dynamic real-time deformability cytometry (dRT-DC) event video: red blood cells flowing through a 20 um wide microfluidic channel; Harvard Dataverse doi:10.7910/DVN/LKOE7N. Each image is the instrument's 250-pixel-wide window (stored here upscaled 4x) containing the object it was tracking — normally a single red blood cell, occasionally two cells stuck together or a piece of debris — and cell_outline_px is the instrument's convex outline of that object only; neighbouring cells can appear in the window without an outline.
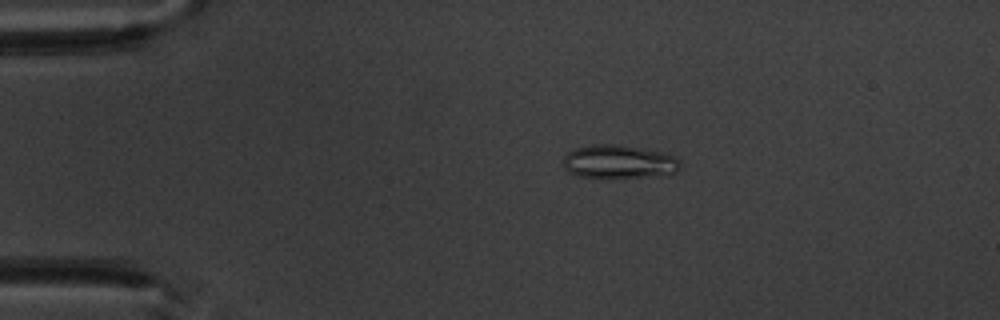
{"species": "common noctule bat (a hibernating species)", "species_latin": "Nyctalus noctula", "temperature_condition": "warm", "stored_images_in_passage": 5, "camera_frame_rate_fps": 3000, "um_per_image_px": 0.085, "animal": {"sex": "male", "body_mass_g": 20.1, "forearm_length_mm": 53.5}, "frame": {"image": 1, "passage_image": 3, "time_ms": 3.0, "image_size_px": [1000, 320], "cell_outline_px": [[680, 168], [676, 172], [656, 176], [580, 176], [568, 172], [564, 168], [564, 156], [568, 152], [576, 148], [592, 144], [612, 144], [660, 152], [672, 156], [680, 160]], "centroid_in_image_um": [52.58, 13.73], "position_along_channel_um": 32.4, "area_um2": 22.08}}
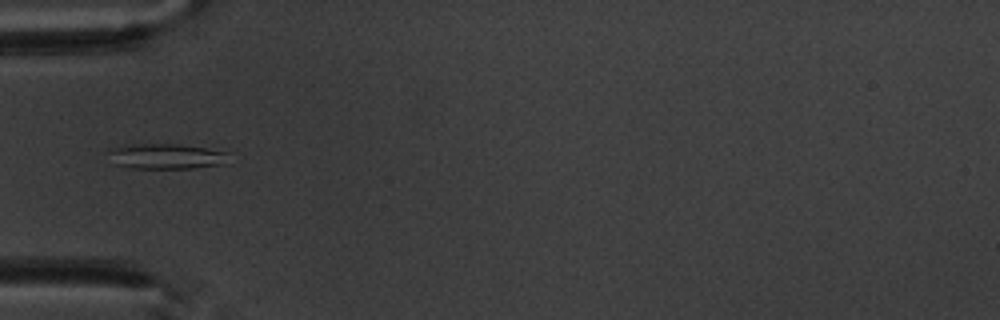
{"frame": {"image": 2, "passage_image": 5, "time_ms": 5.333, "image_size_px": [1000, 320], "cell_outline_px": [[228, 152], [224, 164], [192, 168], [132, 168], [116, 164], [104, 152], [108, 148], [132, 144], [176, 144], [204, 148]], "centroid_in_image_um": [14.03, 13.28], "position_along_channel_um": 71.0, "area_um2": 17.69}}